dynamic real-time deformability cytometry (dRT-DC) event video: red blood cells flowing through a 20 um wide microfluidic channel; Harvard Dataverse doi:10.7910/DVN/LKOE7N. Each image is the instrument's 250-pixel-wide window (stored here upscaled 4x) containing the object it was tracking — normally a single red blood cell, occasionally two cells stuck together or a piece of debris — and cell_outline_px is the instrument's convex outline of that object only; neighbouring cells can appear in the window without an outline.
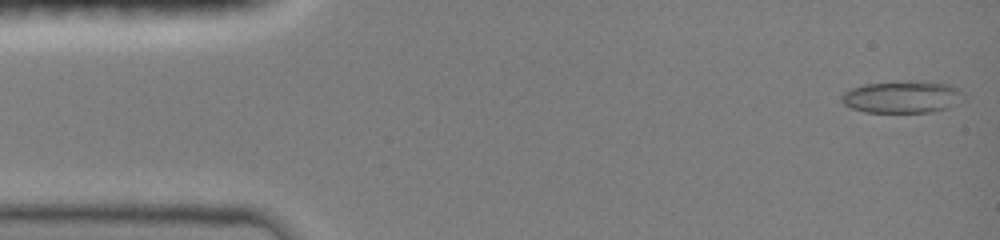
{"species": "common noctule bat (a hibernating species)", "species_latin": "Nyctalus noctula", "temperature_condition": "room temperature", "stored_images_in_passage": 47, "camera_frame_rate_fps": 3000, "um_per_image_px": 0.085, "animal": {"sex": "female", "body_mass_g": 19.0, "forearm_length_mm": 51.5}, "frame": {"image": 1, "passage_image": 1, "time_ms": 0.0, "image_size_px": [1000, 240], "cell_outline_px": [[964, 96], [948, 108], [932, 112], [864, 112], [852, 108], [844, 104], [840, 100], [840, 96], [844, 92], [852, 88], [864, 84], [908, 80], [924, 80], [948, 84], [960, 88], [964, 92]], "centroid_in_image_um": [76.69, 8.22], "position_along_channel_um": 8.3, "area_um2": 23.18}}
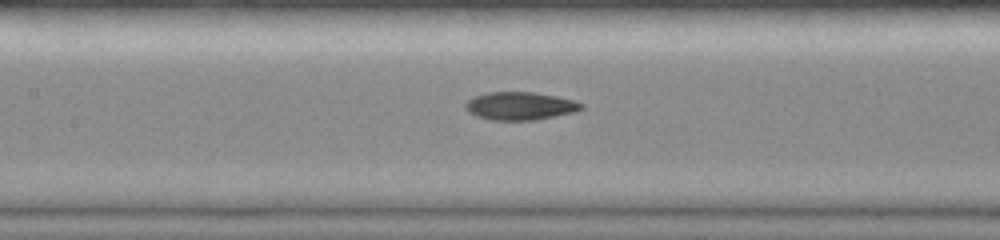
{"frame": {"image": 2, "passage_image": 21, "time_ms": 6.667, "image_size_px": [1000, 240], "cell_outline_px": [[584, 108], [576, 112], [536, 120], [492, 120], [476, 116], [468, 112], [464, 108], [464, 104], [472, 96], [488, 92], [532, 92], [556, 96], [572, 100], [584, 104]], "centroid_in_image_um": [44.19, 9.01], "position_along_channel_um": 163.2, "area_um2": 19.07}}
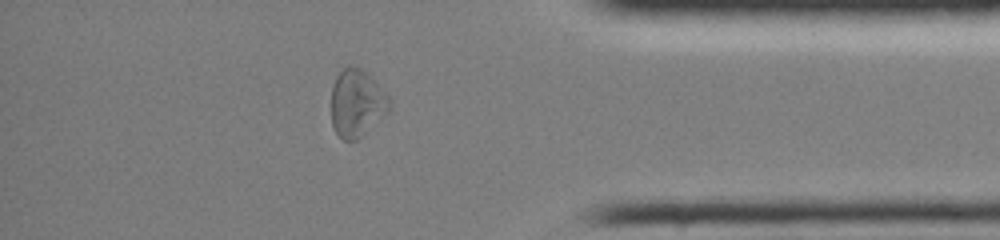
{"frame": {"image": 3, "passage_image": 40, "time_ms": 13.0, "image_size_px": [1000, 240], "cell_outline_px": [[392, 108], [388, 112], [356, 140], [344, 140], [336, 132], [332, 124], [332, 84], [336, 76], [348, 64], [360, 68], [388, 96], [392, 104]], "centroid_in_image_um": [30.32, 8.77], "position_along_channel_um": 404.9, "area_um2": 22.43}, "authors_computed_cell_mechanics": {"area_um2": 19.9988, "velocity_mm_per_s": 4.0306, "shape_relaxation_time_tau1_ms": null, "shape_relaxation_time_tau2_ms": 2.9623, "deformation_change_tau1": null, "deformation_change_tau2": 0.0822}}